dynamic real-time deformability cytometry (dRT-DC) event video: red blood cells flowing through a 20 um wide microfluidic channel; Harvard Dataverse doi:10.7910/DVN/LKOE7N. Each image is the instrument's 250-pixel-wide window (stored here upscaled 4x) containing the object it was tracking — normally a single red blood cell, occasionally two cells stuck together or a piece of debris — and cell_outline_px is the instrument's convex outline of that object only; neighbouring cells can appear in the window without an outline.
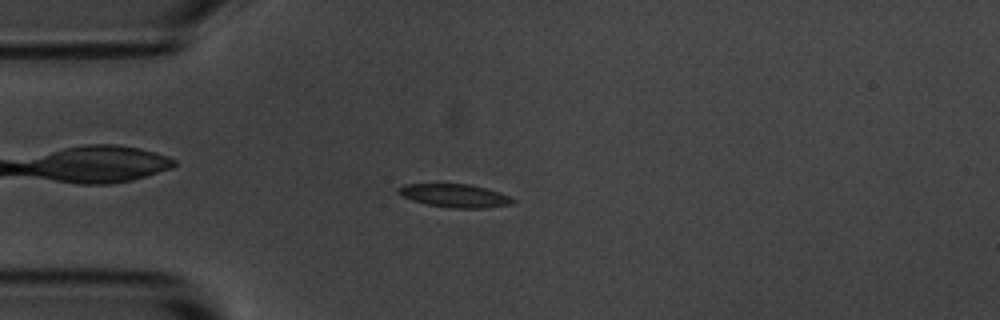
{"species": "common noctule bat (a hibernating species)", "species_latin": "Nyctalus noctula", "temperature_condition": "room temperature", "stored_images_in_passage": 3, "camera_frame_rate_fps": 3000, "um_per_image_px": 0.085, "animal": {"sex": "male", "body_mass_g": 20.1, "forearm_length_mm": 53.5}, "frame": {"image": 1, "passage_image": 3, "time_ms": 2.333, "image_size_px": [1000, 320], "cell_outline_px": [[516, 200], [512, 204], [484, 208], [448, 208], [428, 204], [412, 200], [396, 192], [396, 188], [404, 184], [472, 184], [500, 192]], "centroid_in_image_um": [38.66, 16.63], "position_along_channel_um": 46.3, "area_um2": 15.55}}